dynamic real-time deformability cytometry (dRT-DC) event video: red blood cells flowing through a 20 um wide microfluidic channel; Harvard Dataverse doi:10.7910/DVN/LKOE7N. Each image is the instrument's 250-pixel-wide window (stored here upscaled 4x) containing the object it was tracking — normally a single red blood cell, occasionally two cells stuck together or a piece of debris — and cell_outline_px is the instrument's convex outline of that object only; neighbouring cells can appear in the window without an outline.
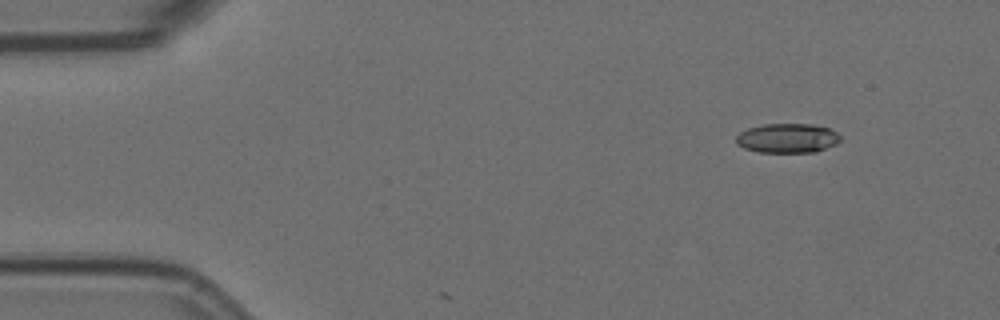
{"species": "Egyptian fruit bat (a non-hibernating species)", "species_latin": "Rousettus aegyptiacus", "temperature_condition": "room temperature", "stored_images_in_passage": 2, "camera_frame_rate_fps": 3000, "um_per_image_px": 0.085, "animal": {"sex": "female"}, "frame": {"image": 1, "passage_image": 1, "time_ms": 0.0, "image_size_px": [1000, 320], "cell_outline_px": [[840, 140], [836, 144], [816, 152], [760, 152], [744, 148], [736, 144], [736, 136], [740, 132], [748, 128], [764, 124], [812, 124], [828, 128], [836, 132], [840, 136]], "centroid_in_image_um": [66.92, 11.74], "position_along_channel_um": 18.1, "area_um2": 17.86}}